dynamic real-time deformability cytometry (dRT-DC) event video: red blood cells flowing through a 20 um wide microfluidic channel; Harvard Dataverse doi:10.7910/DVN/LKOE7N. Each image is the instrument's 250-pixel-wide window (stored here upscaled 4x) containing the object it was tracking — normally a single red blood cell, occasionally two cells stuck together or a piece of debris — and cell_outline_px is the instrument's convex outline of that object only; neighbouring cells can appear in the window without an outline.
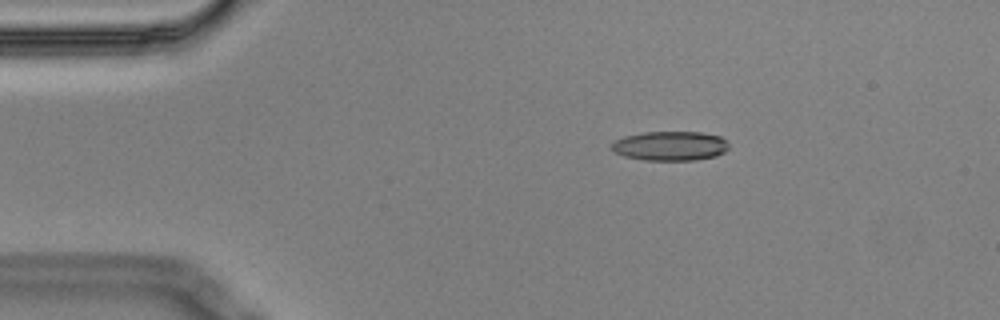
{"species": "Egyptian fruit bat (a non-hibernating species)", "species_latin": "Rousettus aegyptiacus", "temperature_condition": "cold", "stored_images_in_passage": 7, "camera_frame_rate_fps": 3000, "um_per_image_px": 0.085, "animal": {"sex": "male"}, "frame": {"image": 1, "passage_image": 3, "time_ms": 0.667, "image_size_px": [1000, 320], "cell_outline_px": [[728, 148], [724, 152], [716, 156], [696, 160], [644, 160], [624, 156], [612, 152], [608, 148], [616, 140], [624, 136], [640, 132], [700, 132], [720, 136], [728, 140]], "centroid_in_image_um": [56.94, 12.4], "position_along_channel_um": 28.1, "area_um2": 20.35}}
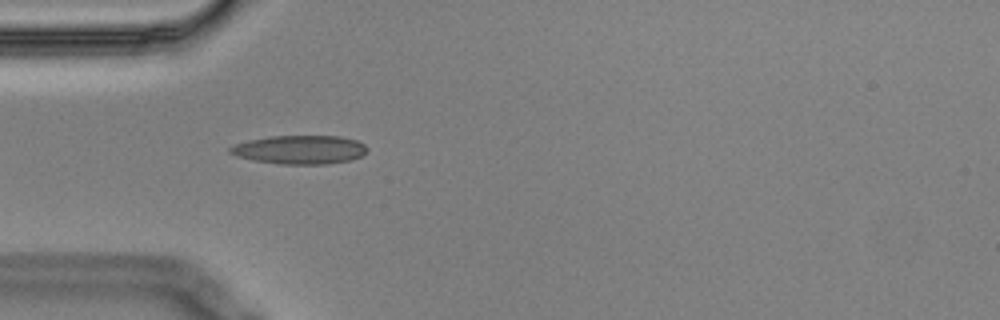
{"frame": {"image": 2, "passage_image": 5, "time_ms": 1.333, "image_size_px": [1000, 320], "cell_outline_px": [[368, 148], [360, 156], [348, 160], [328, 164], [280, 164], [252, 160], [236, 156], [228, 152], [228, 148], [236, 144], [248, 140], [268, 136], [340, 136], [356, 140], [364, 144]], "centroid_in_image_um": [25.44, 12.72], "position_along_channel_um": 59.6, "area_um2": 22.89}}
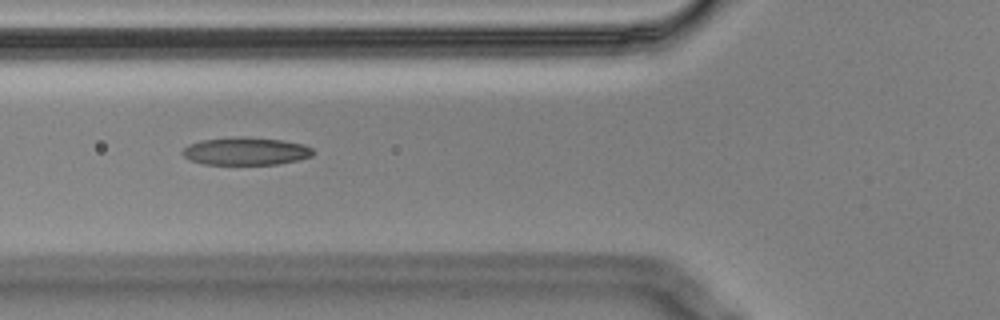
{"frame": {"image": 3, "passage_image": 6, "time_ms": 1.667, "image_size_px": [1000, 320], "cell_outline_px": [[312, 156], [296, 160], [276, 164], [204, 164], [192, 160], [184, 156], [180, 152], [188, 144], [200, 140], [240, 136], [248, 136], [280, 140], [304, 144], [312, 148]], "centroid_in_image_um": [20.86, 12.83], "position_along_channel_um": 104.9, "area_um2": 21.04}}